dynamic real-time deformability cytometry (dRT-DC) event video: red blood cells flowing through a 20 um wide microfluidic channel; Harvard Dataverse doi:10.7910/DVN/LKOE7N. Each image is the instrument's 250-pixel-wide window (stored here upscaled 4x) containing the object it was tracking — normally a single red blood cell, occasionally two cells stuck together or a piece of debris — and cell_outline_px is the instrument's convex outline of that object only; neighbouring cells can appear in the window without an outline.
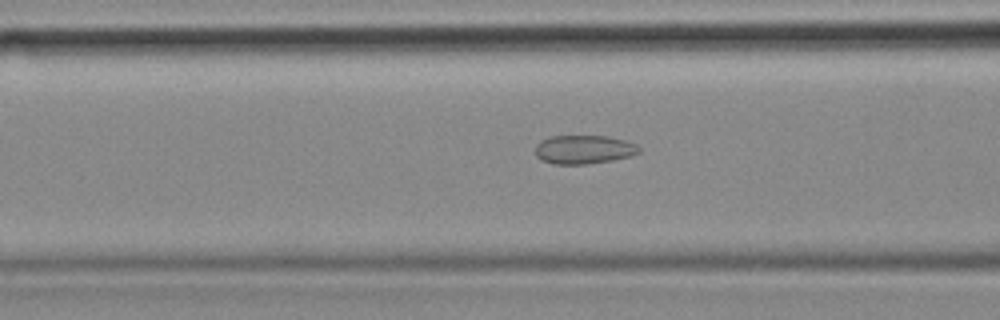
{"species": "common noctule bat (a hibernating species)", "species_latin": "Nyctalus noctula", "temperature_condition": "cold", "stored_images_in_passage": 8, "camera_frame_rate_fps": 3000, "um_per_image_px": 0.085, "animal": {"sex": "female", "body_mass_g": 18.4}, "frame": {"image": 1, "passage_image": 6, "time_ms": 1.667, "image_size_px": [1000, 320], "cell_outline_px": [[640, 152], [632, 156], [612, 160], [584, 164], [556, 164], [544, 160], [536, 156], [536, 144], [540, 140], [552, 136], [608, 136], [624, 140], [636, 144], [640, 148]], "centroid_in_image_um": [49.65, 12.7], "position_along_channel_um": 117.0, "area_um2": 17.28}}